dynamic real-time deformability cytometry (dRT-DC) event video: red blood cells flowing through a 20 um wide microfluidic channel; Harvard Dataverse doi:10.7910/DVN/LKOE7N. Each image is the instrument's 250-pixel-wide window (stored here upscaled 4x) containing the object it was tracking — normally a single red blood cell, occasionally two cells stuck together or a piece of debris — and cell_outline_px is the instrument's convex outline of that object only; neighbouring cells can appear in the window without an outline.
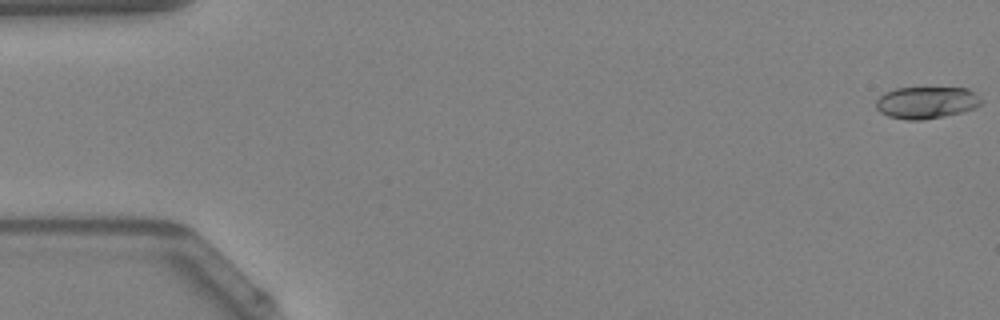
{"species": "Egyptian fruit bat (a non-hibernating species)", "species_latin": "Rousettus aegyptiacus", "temperature_condition": "warm", "stored_images_in_passage": 14, "camera_frame_rate_fps": 3000, "um_per_image_px": 0.085, "animal": {"sex": "female"}, "frame": {"image": 1, "passage_image": 1, "time_ms": 0.0, "image_size_px": [1000, 320], "cell_outline_px": [[984, 100], [976, 108], [944, 116], [920, 120], [908, 120], [888, 116], [880, 112], [876, 108], [876, 100], [884, 92], [896, 88], [968, 88]], "centroid_in_image_um": [78.74, 8.71], "position_along_channel_um": 6.3, "area_um2": 19.59}}
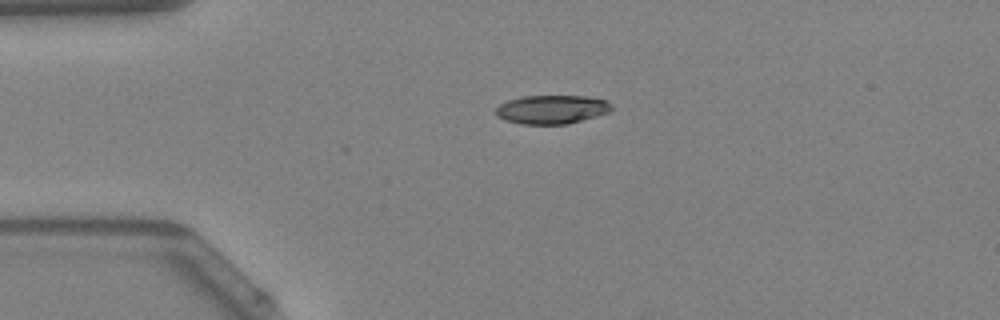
{"frame": {"image": 2, "passage_image": 12, "time_ms": 3.667, "image_size_px": [1000, 320], "cell_outline_px": [[612, 112], [568, 124], [520, 124], [504, 120], [496, 116], [496, 108], [500, 104], [508, 100], [524, 96], [588, 96], [604, 100], [612, 108]], "centroid_in_image_um": [46.89, 9.31], "position_along_channel_um": 38.1, "area_um2": 19.42}}